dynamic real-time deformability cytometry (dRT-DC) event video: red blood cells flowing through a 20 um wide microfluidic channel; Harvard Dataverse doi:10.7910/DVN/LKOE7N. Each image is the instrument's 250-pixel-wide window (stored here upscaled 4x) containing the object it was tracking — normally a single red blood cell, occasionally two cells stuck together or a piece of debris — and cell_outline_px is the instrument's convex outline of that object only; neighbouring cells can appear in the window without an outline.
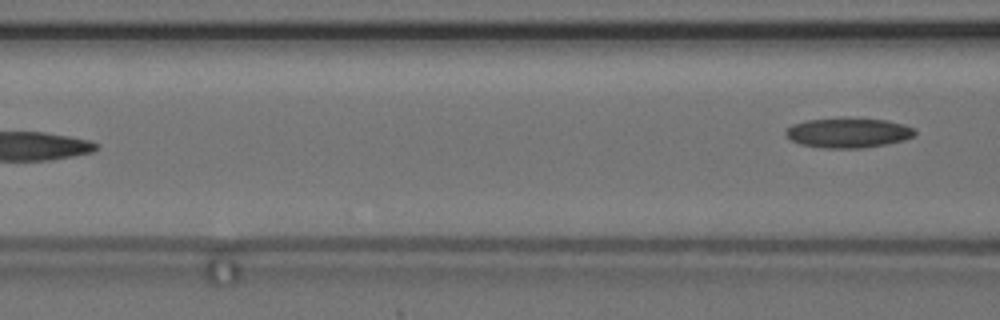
{"species": "common noctule bat (a hibernating species)", "species_latin": "Nyctalus noctula", "temperature_condition": "cold", "stored_images_in_passage": 4, "camera_frame_rate_fps": 3000, "um_per_image_px": 0.085, "animal": {"sex": "female", "body_mass_g": 24.6, "forearm_length_mm": 56.2}, "frame": {"image": 1, "passage_image": 4, "time_ms": 3.667, "image_size_px": [1000, 320], "cell_outline_px": [[916, 136], [904, 140], [864, 148], [824, 148], [800, 144], [792, 140], [784, 132], [792, 124], [808, 120], [840, 116], [888, 120], [904, 124], [916, 128]], "centroid_in_image_um": [72.14, 11.26], "position_along_channel_um": 94.5, "area_um2": 23.0}}